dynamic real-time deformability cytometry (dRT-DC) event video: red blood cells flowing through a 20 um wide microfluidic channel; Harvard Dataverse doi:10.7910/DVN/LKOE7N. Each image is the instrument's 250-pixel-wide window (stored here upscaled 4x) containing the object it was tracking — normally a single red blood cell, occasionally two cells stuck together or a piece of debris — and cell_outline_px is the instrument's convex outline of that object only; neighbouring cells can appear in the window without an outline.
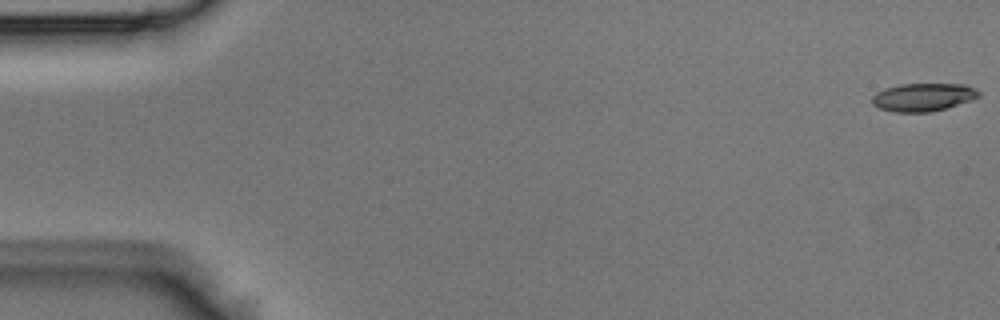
{"species": "Egyptian fruit bat (a non-hibernating species)", "species_latin": "Rousettus aegyptiacus", "temperature_condition": "room temperature", "stored_images_in_passage": 44, "camera_frame_rate_fps": 3000, "um_per_image_px": 0.085, "animal": {"sex": "male"}, "frame": {"image": 1, "passage_image": 1, "time_ms": 0.0, "image_size_px": [1000, 320], "cell_outline_px": [[980, 96], [972, 100], [932, 112], [892, 112], [880, 108], [872, 104], [872, 96], [876, 92], [884, 88], [900, 84], [964, 84], [976, 88], [980, 92]], "centroid_in_image_um": [78.47, 8.25], "position_along_channel_um": 6.5, "area_um2": 17.57}}
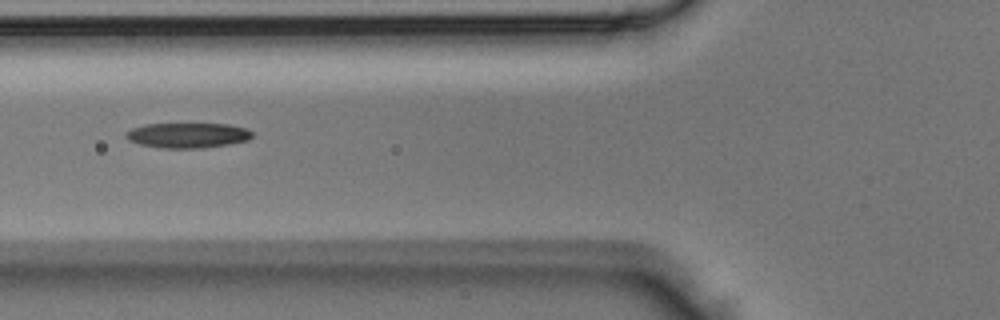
{"frame": {"image": 2, "passage_image": 17, "time_ms": 5.333, "image_size_px": [1000, 320], "cell_outline_px": [[252, 136], [248, 140], [228, 144], [200, 148], [160, 148], [140, 144], [128, 140], [124, 136], [124, 132], [132, 128], [144, 124], [228, 124], [244, 128], [252, 132]], "centroid_in_image_um": [15.89, 11.5], "position_along_channel_um": 109.9, "area_um2": 18.44}}
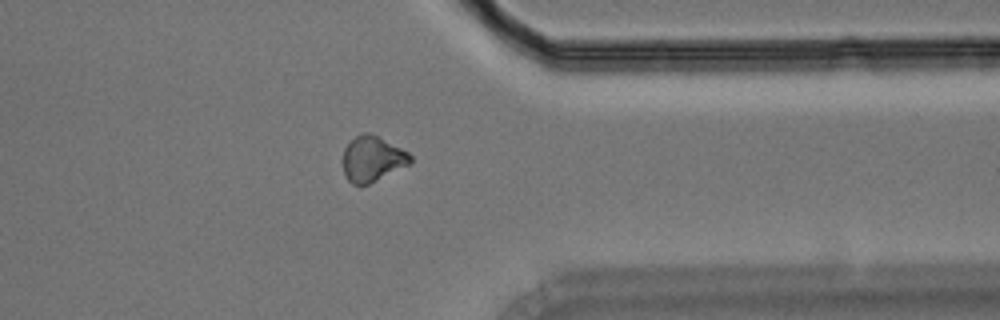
{"frame": {"image": 3, "passage_image": 35, "time_ms": 11.333, "image_size_px": [1000, 320], "cell_outline_px": [[412, 164], [368, 184], [352, 184], [348, 180], [344, 172], [344, 148], [360, 132], [368, 132], [380, 136], [408, 152], [412, 156]], "centroid_in_image_um": [31.69, 13.48], "position_along_channel_um": 379.7, "area_um2": 17.92}}